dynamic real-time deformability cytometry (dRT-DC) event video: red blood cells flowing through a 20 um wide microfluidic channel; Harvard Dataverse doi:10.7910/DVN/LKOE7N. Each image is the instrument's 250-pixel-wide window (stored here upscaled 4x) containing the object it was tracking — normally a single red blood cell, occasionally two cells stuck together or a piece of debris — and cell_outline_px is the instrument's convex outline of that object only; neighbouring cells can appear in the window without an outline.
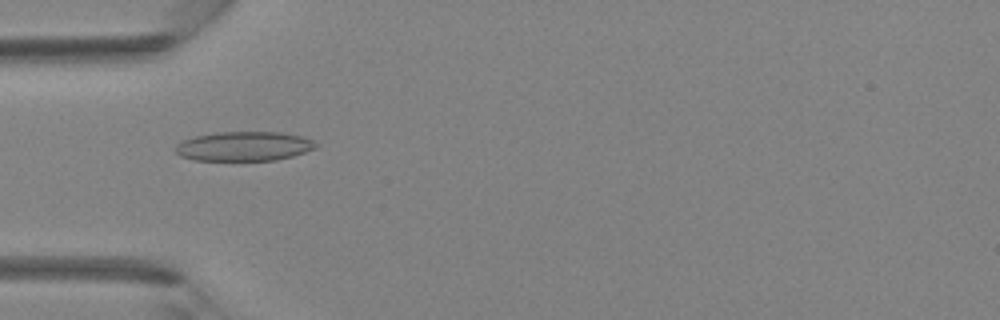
{"species": "Egyptian fruit bat (a non-hibernating species)", "species_latin": "Rousettus aegyptiacus", "temperature_condition": "room temperature", "stored_images_in_passage": 36, "camera_frame_rate_fps": 3000, "um_per_image_px": 0.085, "animal": {"sex": "female"}, "frame": {"image": 1, "passage_image": 9, "time_ms": 2.667, "image_size_px": [1000, 320], "cell_outline_px": [[320, 144], [316, 148], [292, 156], [276, 160], [196, 160], [180, 156], [176, 152], [176, 144], [180, 140], [196, 136], [216, 132], [280, 132], [300, 136], [312, 140]], "centroid_in_image_um": [20.73, 12.43], "position_along_channel_um": 64.3, "area_um2": 24.04}}
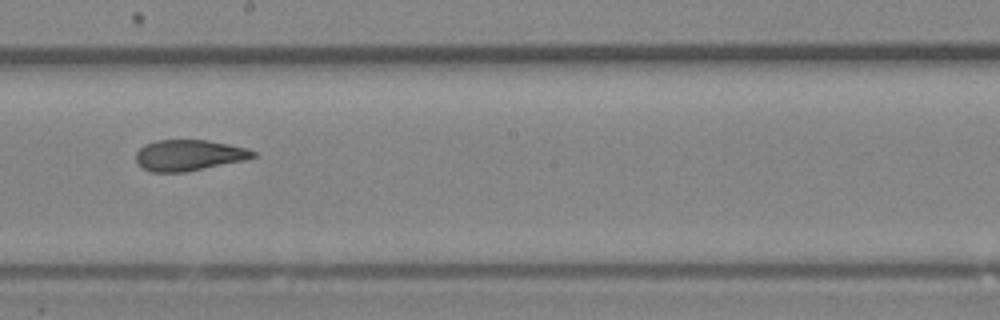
{"frame": {"image": 2, "passage_image": 19, "time_ms": 6.0, "image_size_px": [1000, 320], "cell_outline_px": [[256, 156], [244, 160], [184, 172], [152, 172], [136, 164], [136, 152], [144, 144], [156, 140], [208, 140], [248, 148], [256, 152]], "centroid_in_image_um": [16.03, 13.19], "position_along_channel_um": 232.2, "area_um2": 21.1}}
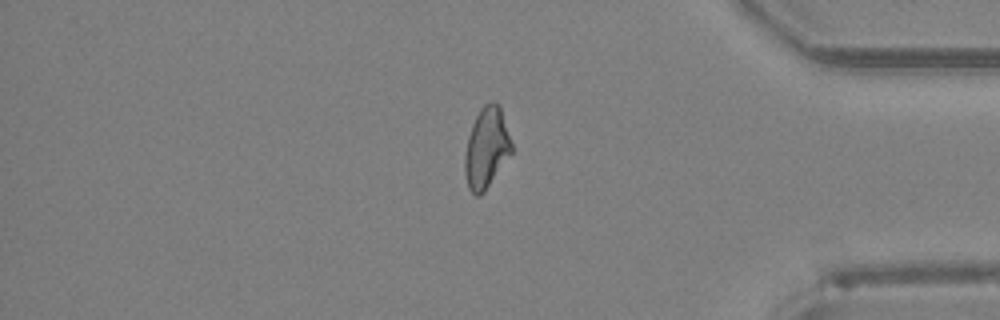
{"frame": {"image": 3, "passage_image": 30, "time_ms": 9.667, "image_size_px": [1000, 320], "cell_outline_px": [[512, 152], [484, 192], [480, 196], [476, 196], [468, 188], [464, 172], [464, 156], [468, 136], [472, 124], [480, 108], [484, 104], [492, 100], [500, 104], [512, 144]], "centroid_in_image_um": [41.34, 12.55], "position_along_channel_um": 393.9, "area_um2": 22.08}}